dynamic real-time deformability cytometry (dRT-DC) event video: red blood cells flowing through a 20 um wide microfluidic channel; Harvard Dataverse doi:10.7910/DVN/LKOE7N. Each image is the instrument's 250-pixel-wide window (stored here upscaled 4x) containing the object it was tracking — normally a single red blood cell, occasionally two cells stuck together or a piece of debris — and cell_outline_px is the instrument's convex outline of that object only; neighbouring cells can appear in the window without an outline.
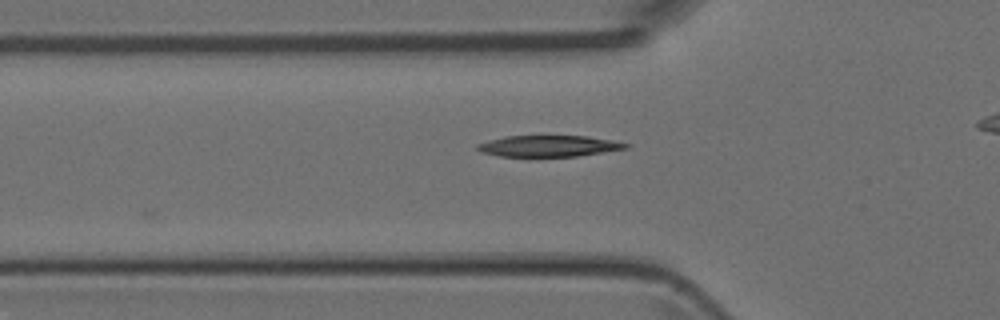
{"species": "Egyptian fruit bat (a non-hibernating species)", "species_latin": "Rousettus aegyptiacus", "temperature_condition": "room temperature", "stored_images_in_passage": 28, "camera_frame_rate_fps": 3000, "um_per_image_px": 0.085, "animal": {"sex": "female"}, "frame": {"image": 1, "passage_image": 2, "time_ms": 0.333, "image_size_px": [1000, 320], "cell_outline_px": [[632, 144], [628, 148], [576, 156], [500, 156], [480, 152], [476, 148], [476, 144], [504, 136], [544, 132], [588, 136]], "centroid_in_image_um": [46.61, 12.35], "position_along_channel_um": 79.2, "area_um2": 19.42}}
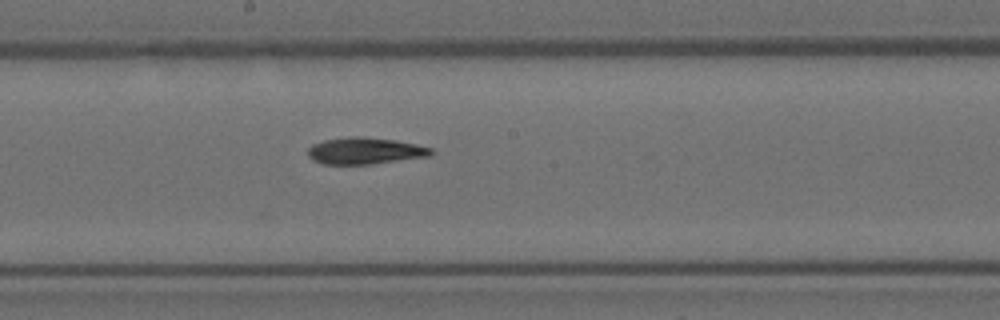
{"frame": {"image": 2, "passage_image": 12, "time_ms": 3.667, "image_size_px": [1000, 320], "cell_outline_px": [[436, 152], [432, 156], [372, 164], [324, 164], [312, 160], [308, 156], [308, 148], [312, 144], [324, 140], [348, 136], [360, 136], [396, 140], [416, 144], [432, 148]], "centroid_in_image_um": [31.06, 12.82], "position_along_channel_um": 217.1, "area_um2": 19.42}}
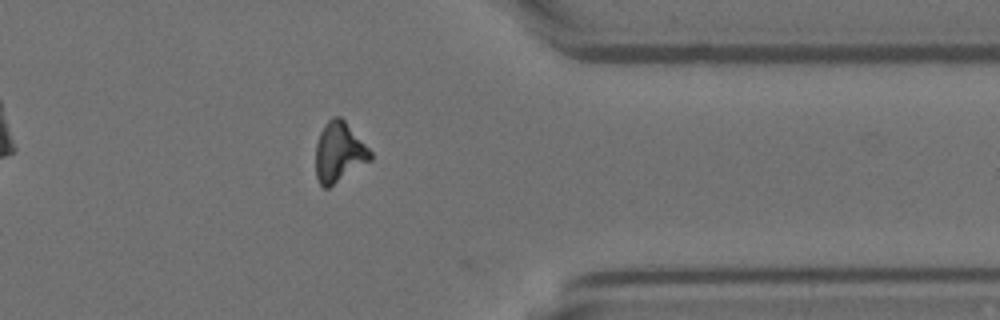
{"frame": {"image": 3, "passage_image": 25, "time_ms": 8.0, "image_size_px": [1000, 320], "cell_outline_px": [[372, 160], [328, 188], [324, 188], [320, 184], [316, 176], [316, 144], [320, 132], [324, 124], [332, 116], [340, 116], [344, 120], [372, 152]], "centroid_in_image_um": [28.82, 12.94], "position_along_channel_um": 382.6, "area_um2": 19.07}}